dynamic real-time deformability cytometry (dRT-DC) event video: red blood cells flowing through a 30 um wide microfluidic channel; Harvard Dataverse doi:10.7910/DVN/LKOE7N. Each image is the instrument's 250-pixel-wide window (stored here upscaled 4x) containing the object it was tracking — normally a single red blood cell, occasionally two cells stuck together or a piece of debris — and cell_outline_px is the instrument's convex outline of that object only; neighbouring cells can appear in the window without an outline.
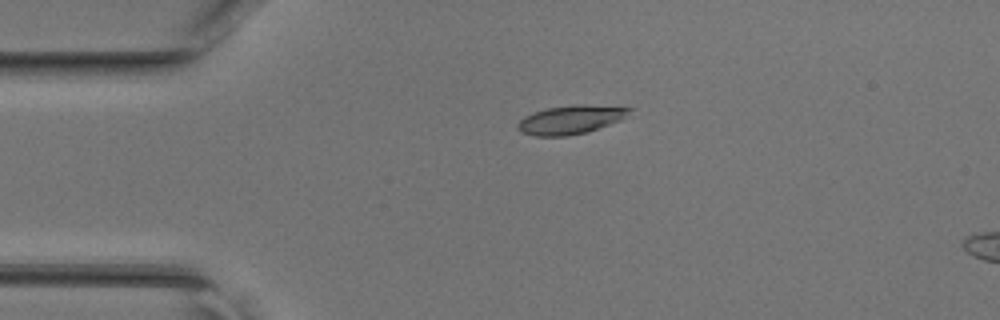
{"species": "common noctule bat (a hibernating species)", "species_latin": "Nyctalus noctula", "temperature_condition": "room temperature", "stored_images_in_passage": 5, "camera_frame_rate_fps": 3000, "um_per_image_px": 0.085, "animal": {"sex": "female", "body_mass_g": 17.0, "forearm_length_mm": 48.0}, "frame": {"image": 1, "passage_image": 1, "time_ms": 0.0, "image_size_px": [1000, 320], "cell_outline_px": [[636, 108], [620, 120], [588, 132], [568, 136], [536, 136], [520, 132], [516, 128], [516, 124], [524, 116], [532, 112], [548, 108], [576, 104], [584, 104]], "centroid_in_image_um": [48.49, 10.17], "position_along_channel_um": 36.5, "area_um2": 18.84}}